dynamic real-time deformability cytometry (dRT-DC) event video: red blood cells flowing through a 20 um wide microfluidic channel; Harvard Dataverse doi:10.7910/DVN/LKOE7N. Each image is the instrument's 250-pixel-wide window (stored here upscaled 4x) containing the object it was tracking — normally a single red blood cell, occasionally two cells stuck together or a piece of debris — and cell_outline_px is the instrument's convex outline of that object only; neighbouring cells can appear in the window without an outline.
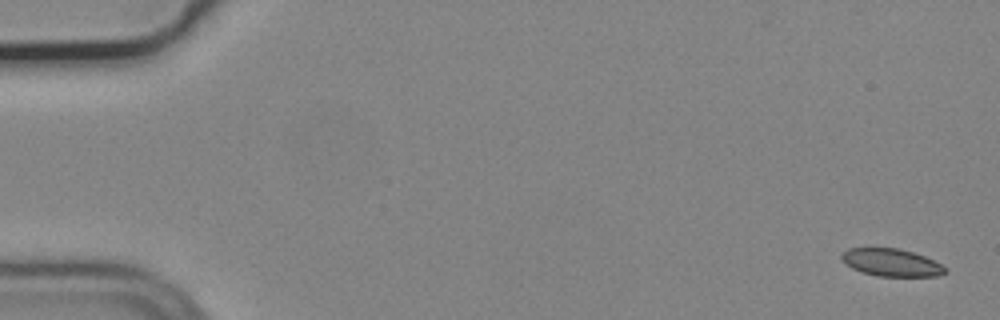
{"species": "common noctule bat (a hibernating species)", "species_latin": "Nyctalus noctula", "temperature_condition": "cold", "stored_images_in_passage": 19, "camera_frame_rate_fps": 3000, "um_per_image_px": 0.085, "animal": {"sex": "male", "body_mass_g": 19.2, "forearm_length_mm": 51.8}, "frame": {"image": 1, "passage_image": 1, "time_ms": 0.0, "image_size_px": [1000, 320], "cell_outline_px": [[948, 272], [936, 276], [876, 276], [852, 268], [840, 256], [848, 248], [896, 248], [912, 252], [924, 256], [940, 264]], "centroid_in_image_um": [75.77, 22.31], "position_along_channel_um": 9.2, "area_um2": 16.24}}
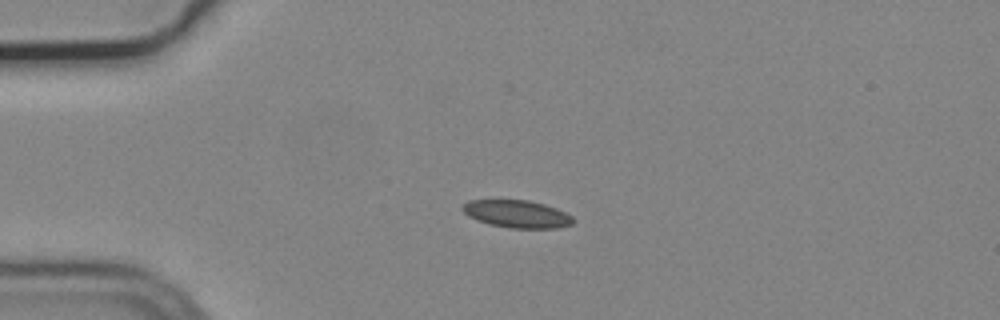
{"frame": {"image": 2, "passage_image": 13, "time_ms": 4.0, "image_size_px": [1000, 320], "cell_outline_px": [[572, 224], [556, 228], [512, 228], [488, 224], [476, 220], [468, 216], [460, 208], [468, 200], [528, 200], [544, 204], [556, 208], [572, 216]], "centroid_in_image_um": [43.9, 18.18], "position_along_channel_um": 41.1, "area_um2": 17.69}}
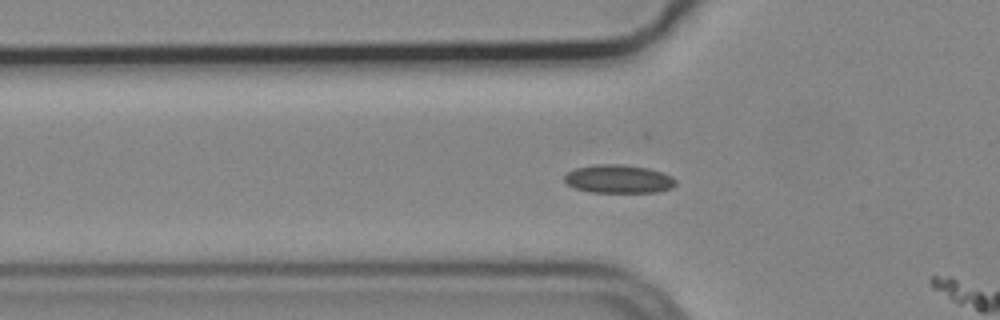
{"frame": {"image": 3, "passage_image": 18, "time_ms": 5.667, "image_size_px": [1000, 320], "cell_outline_px": [[676, 184], [672, 188], [656, 192], [592, 192], [576, 188], [568, 184], [564, 180], [564, 176], [568, 172], [576, 168], [596, 164], [624, 164], [648, 168], [672, 176], [676, 180]], "centroid_in_image_um": [52.59, 15.21], "position_along_channel_um": 73.2, "area_um2": 18.32}}